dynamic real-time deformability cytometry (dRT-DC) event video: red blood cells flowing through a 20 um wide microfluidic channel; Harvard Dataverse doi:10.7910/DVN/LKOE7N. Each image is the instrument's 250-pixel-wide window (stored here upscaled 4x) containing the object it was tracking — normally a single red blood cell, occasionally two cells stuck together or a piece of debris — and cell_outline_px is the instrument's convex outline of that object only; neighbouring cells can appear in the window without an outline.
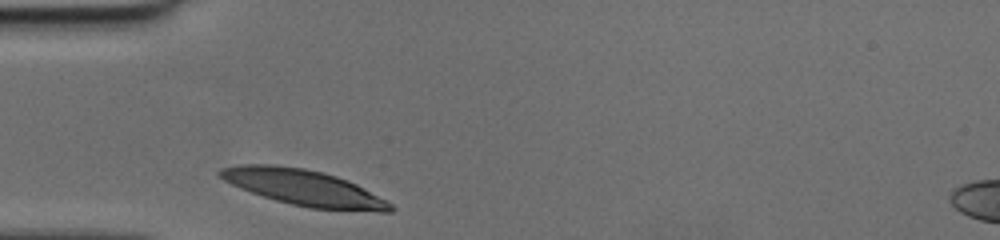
{"species": "human", "species_latin": "Homo sapiens", "temperature_condition": "cold", "stored_images_in_passage": 25, "camera_frame_rate_fps": 3000, "um_per_image_px": 0.085, "donor": {"sex": "female"}, "frame": {"image": 1, "passage_image": 1, "time_ms": 0.0, "image_size_px": [1000, 240], "cell_outline_px": [[396, 208], [392, 212], [380, 212], [308, 208], [276, 200], [240, 188], [224, 180], [216, 172], [220, 168], [236, 164], [272, 164], [304, 168], [324, 172], [348, 180], [388, 200]], "centroid_in_image_um": [25.86, 15.95], "position_along_channel_um": 59.1, "area_um2": 35.84}}
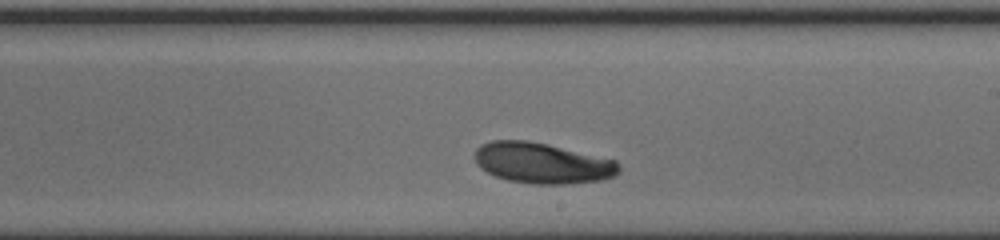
{"frame": {"image": 2, "passage_image": 15, "time_ms": 4.667, "image_size_px": [1000, 240], "cell_outline_px": [[620, 172], [616, 176], [604, 180], [568, 184], [532, 184], [508, 180], [496, 176], [480, 168], [476, 164], [476, 148], [480, 144], [492, 140], [528, 140], [548, 144], [616, 160], [620, 168]], "centroid_in_image_um": [46.12, 13.86], "position_along_channel_um": 242.9, "area_um2": 34.45}}
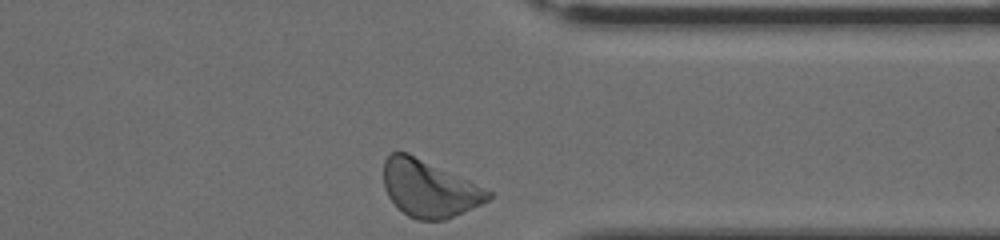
{"frame": {"image": 3, "passage_image": 25, "time_ms": 8.0, "image_size_px": [1000, 240], "cell_outline_px": [[492, 196], [488, 200], [480, 204], [444, 220], [416, 220], [408, 216], [388, 196], [384, 188], [384, 160], [392, 152], [408, 152], [468, 180], [492, 192]], "centroid_in_image_um": [36.45, 16.02], "position_along_channel_um": 374.9, "area_um2": 34.16}}